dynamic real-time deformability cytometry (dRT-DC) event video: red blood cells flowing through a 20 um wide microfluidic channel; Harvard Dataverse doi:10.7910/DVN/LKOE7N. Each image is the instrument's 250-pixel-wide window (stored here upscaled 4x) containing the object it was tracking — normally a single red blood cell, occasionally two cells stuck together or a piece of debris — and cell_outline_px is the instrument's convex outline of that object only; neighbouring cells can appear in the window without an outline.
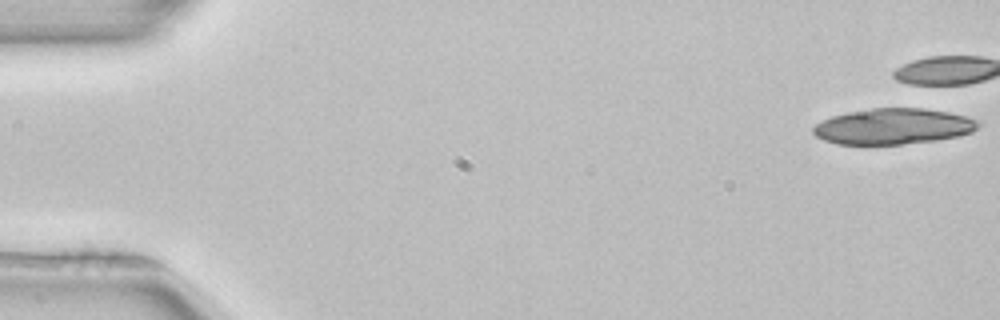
{"species": "common noctule bat (a hibernating species)", "species_latin": "Nyctalus noctula", "temperature_condition": "room temperature", "stored_images_in_passage": 6, "camera_frame_rate_fps": 3000, "um_per_image_px": 0.085, "animal": {"sex": "female", "body_mass_g": 22.7, "forearm_length_mm": 54.2}, "frame": {"image": 1, "passage_image": 1, "time_ms": 0.0, "image_size_px": [1000, 320], "cell_outline_px": [[980, 124], [972, 132], [956, 136], [936, 140], [900, 144], [836, 144], [824, 140], [816, 136], [812, 132], [812, 128], [816, 124], [832, 116], [848, 112], [872, 108], [924, 108], [948, 112], [980, 120]], "centroid_in_image_um": [75.91, 10.74], "position_along_channel_um": 9.1, "area_um2": 34.28}}